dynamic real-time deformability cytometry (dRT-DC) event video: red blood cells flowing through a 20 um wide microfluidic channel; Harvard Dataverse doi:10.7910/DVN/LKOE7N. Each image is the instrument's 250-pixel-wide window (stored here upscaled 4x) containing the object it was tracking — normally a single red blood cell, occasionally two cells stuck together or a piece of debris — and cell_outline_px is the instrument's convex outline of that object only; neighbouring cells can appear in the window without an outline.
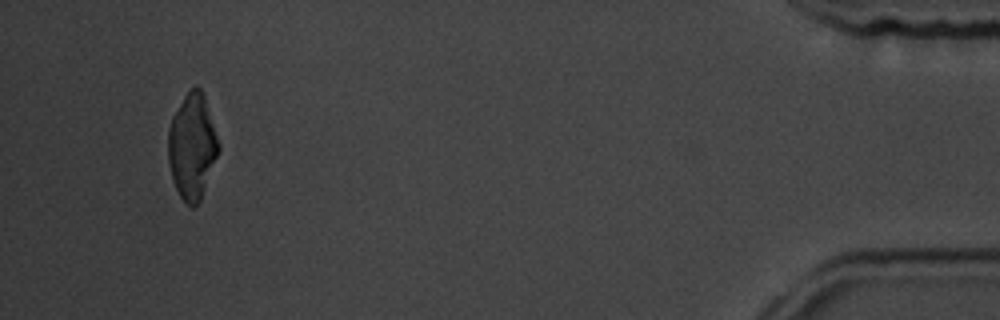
{"species": "common noctule bat (a hibernating species)", "species_latin": "Nyctalus noctula", "temperature_condition": "room temperature", "stored_images_in_passage": 39, "camera_frame_rate_fps": 3000, "um_per_image_px": 0.085, "animal": {"sex": "male", "body_mass_g": 19.5, "forearm_length_mm": 54.6}, "frame": {"image": 1, "passage_image": 36, "time_ms": 11.667, "image_size_px": [1000, 320], "cell_outline_px": [[220, 148], [200, 200], [192, 208], [180, 196], [172, 180], [168, 164], [168, 128], [172, 116], [184, 96], [196, 84], [204, 92], [220, 144]], "centroid_in_image_um": [16.33, 12.4], "position_along_channel_um": 418.9, "area_um2": 31.04}}